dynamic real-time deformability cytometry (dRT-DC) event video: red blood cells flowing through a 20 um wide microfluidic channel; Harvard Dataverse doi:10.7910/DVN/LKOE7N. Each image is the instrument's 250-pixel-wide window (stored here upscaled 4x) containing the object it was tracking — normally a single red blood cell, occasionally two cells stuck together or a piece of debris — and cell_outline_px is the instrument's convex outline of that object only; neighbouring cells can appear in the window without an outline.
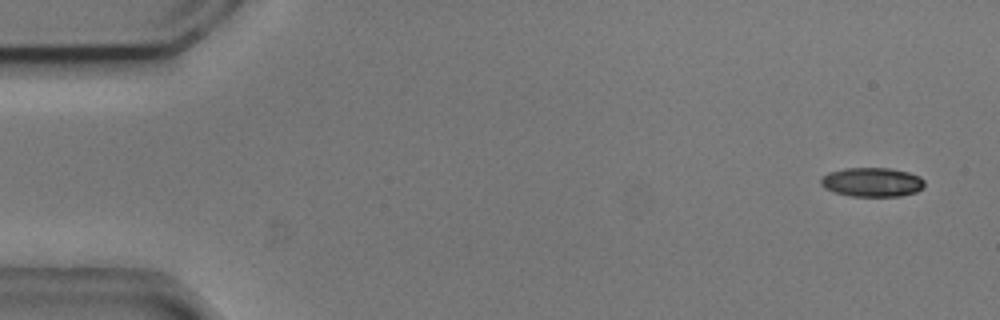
{"species": "common noctule bat (a hibernating species)", "species_latin": "Nyctalus noctula", "temperature_condition": "cold", "stored_images_in_passage": 54, "camera_frame_rate_fps": 3000, "um_per_image_px": 0.085, "animal": {"sex": "male", "body_mass_g": 20.5, "forearm_length_mm": 52.5}, "frame": {"image": 1, "passage_image": 3, "time_ms": 0.667, "image_size_px": [1000, 320], "cell_outline_px": [[924, 188], [916, 192], [900, 196], [848, 196], [824, 188], [820, 184], [820, 176], [828, 172], [844, 168], [888, 168], [908, 172], [920, 176], [924, 180]], "centroid_in_image_um": [74.11, 15.48], "position_along_channel_um": 10.9, "area_um2": 17.8}}
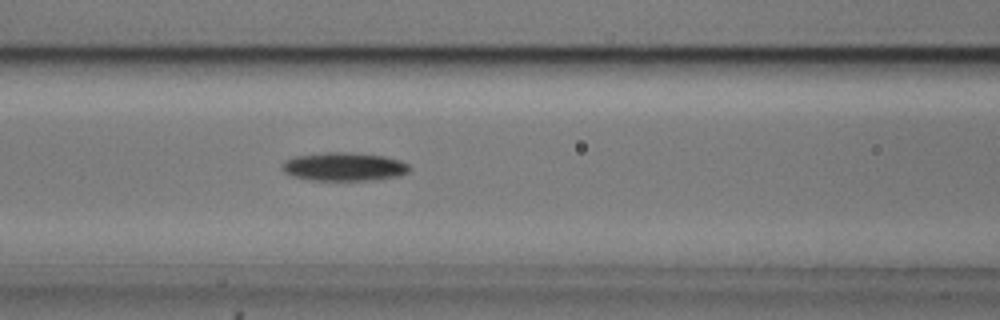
{"frame": {"image": 2, "passage_image": 23, "time_ms": 7.333, "image_size_px": [1000, 320], "cell_outline_px": [[412, 168], [408, 172], [400, 176], [376, 180], [312, 180], [292, 176], [284, 172], [280, 168], [284, 160], [296, 156], [324, 152], [348, 152], [384, 156], [400, 160], [408, 164]], "centroid_in_image_um": [29.25, 14.17], "position_along_channel_um": 137.3, "area_um2": 21.33}}
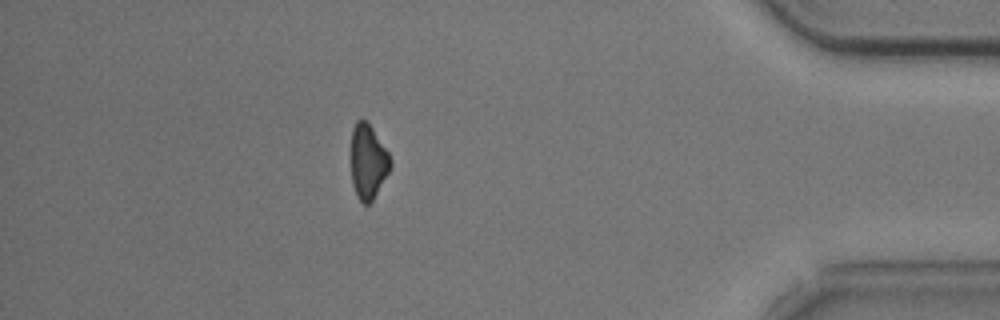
{"frame": {"image": 3, "passage_image": 48, "time_ms": 15.667, "image_size_px": [1000, 320], "cell_outline_px": [[392, 168], [372, 200], [368, 204], [364, 204], [356, 196], [352, 184], [352, 128], [356, 120], [364, 120], [372, 128], [388, 152], [392, 160]], "centroid_in_image_um": [31.3, 13.76], "position_along_channel_um": 403.9, "area_um2": 16.99}, "authors_computed_cell_mechanics": {"area_um2": 18.8717, "velocity_mm_per_s": 3.73, "shape_relaxation_time_tau1_ms": 2.1798, "shape_relaxation_time_tau2_ms": null, "deformation_change_tau1": 0.1089, "deformation_change_tau2": null}}